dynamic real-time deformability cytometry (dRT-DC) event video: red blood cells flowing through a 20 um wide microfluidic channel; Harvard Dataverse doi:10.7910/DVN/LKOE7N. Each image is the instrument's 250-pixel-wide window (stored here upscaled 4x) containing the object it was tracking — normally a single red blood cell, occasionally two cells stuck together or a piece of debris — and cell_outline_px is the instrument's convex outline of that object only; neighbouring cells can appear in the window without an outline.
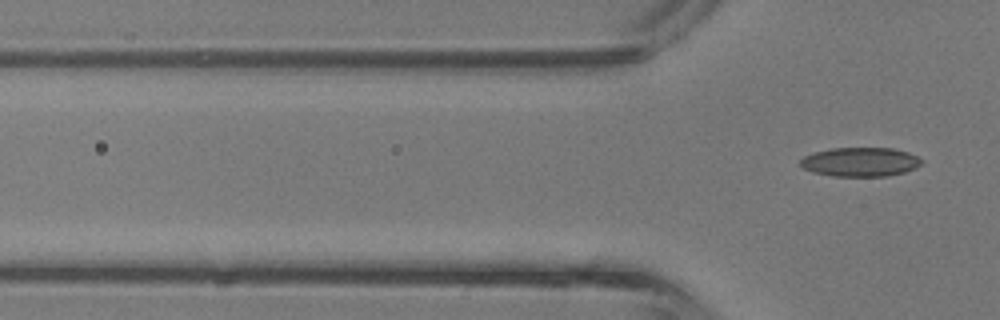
{"species": "common noctule bat (a hibernating species)", "species_latin": "Nyctalus noctula", "temperature_condition": "room temperature", "stored_images_in_passage": 3, "camera_frame_rate_fps": 3000, "um_per_image_px": 0.085, "animal": {"sex": "male", "body_mass_g": 13.3}, "frame": {"image": 1, "passage_image": 3, "time_ms": 0.667, "image_size_px": [1000, 320], "cell_outline_px": [[924, 160], [916, 168], [904, 172], [888, 176], [832, 176], [812, 172], [804, 168], [800, 164], [800, 160], [804, 156], [816, 152], [832, 148], [892, 148], [908, 152]], "centroid_in_image_um": [73.14, 13.77], "position_along_channel_um": 52.7, "area_um2": 20.52}}